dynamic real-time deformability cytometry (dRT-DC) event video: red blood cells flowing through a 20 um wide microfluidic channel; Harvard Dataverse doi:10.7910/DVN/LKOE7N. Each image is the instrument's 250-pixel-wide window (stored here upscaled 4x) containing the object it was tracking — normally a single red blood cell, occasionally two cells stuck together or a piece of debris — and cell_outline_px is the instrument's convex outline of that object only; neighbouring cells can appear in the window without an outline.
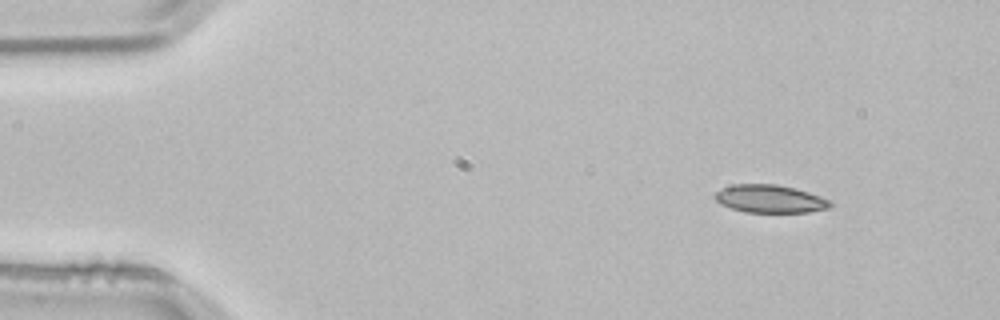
{"species": "common noctule bat (a hibernating species)", "species_latin": "Nyctalus noctula", "temperature_condition": "room temperature", "stored_images_in_passage": 2, "camera_frame_rate_fps": 3000, "um_per_image_px": 0.085, "animal": {"sex": "male", "body_mass_g": 21.5, "forearm_length_mm": 52.0}, "frame": {"image": 1, "passage_image": 1, "time_ms": 0.0, "image_size_px": [1000, 320], "cell_outline_px": [[832, 204], [828, 208], [808, 212], [744, 212], [720, 204], [716, 200], [716, 192], [732, 184], [776, 184], [796, 188], [820, 196], [828, 200]], "centroid_in_image_um": [65.45, 16.9], "position_along_channel_um": 19.6, "area_um2": 18.55}}